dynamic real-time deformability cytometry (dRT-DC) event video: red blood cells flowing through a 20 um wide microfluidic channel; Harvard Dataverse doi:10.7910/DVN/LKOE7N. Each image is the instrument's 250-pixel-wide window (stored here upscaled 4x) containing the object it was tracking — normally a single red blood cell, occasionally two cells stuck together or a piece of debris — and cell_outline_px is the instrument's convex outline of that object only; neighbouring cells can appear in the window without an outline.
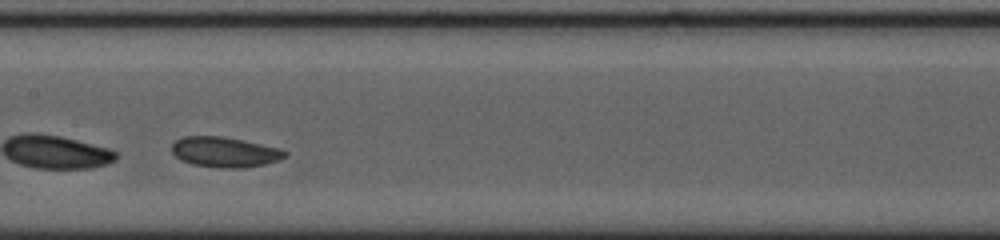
{"species": "common noctule bat (a hibernating species)", "species_latin": "Nyctalus noctula", "temperature_condition": "cold", "stored_images_in_passage": 33, "camera_frame_rate_fps": 3000, "um_per_image_px": 0.085, "animal": {"sex": "female", "body_mass_g": 23.0, "forearm_length_mm": 53.4}, "frame": {"image": 1, "passage_image": 15, "time_ms": 4.667, "image_size_px": [1000, 240], "cell_outline_px": [[288, 156], [280, 160], [264, 164], [244, 168], [220, 168], [192, 164], [180, 160], [172, 152], [172, 144], [176, 140], [184, 136], [220, 136], [244, 140], [280, 148], [288, 152]], "centroid_in_image_um": [19.13, 12.93], "position_along_channel_um": 188.3, "area_um2": 20.11}, "authors_computed_cell_mechanics": {"area_um2": 19.9988, "velocity_mm_per_s": 3.5806, "shape_relaxation_time_tau1_ms": 2.2278, "shape_relaxation_time_tau2_ms": null, "deformation_change_tau1": 0.0872, "deformation_change_tau2": null}}